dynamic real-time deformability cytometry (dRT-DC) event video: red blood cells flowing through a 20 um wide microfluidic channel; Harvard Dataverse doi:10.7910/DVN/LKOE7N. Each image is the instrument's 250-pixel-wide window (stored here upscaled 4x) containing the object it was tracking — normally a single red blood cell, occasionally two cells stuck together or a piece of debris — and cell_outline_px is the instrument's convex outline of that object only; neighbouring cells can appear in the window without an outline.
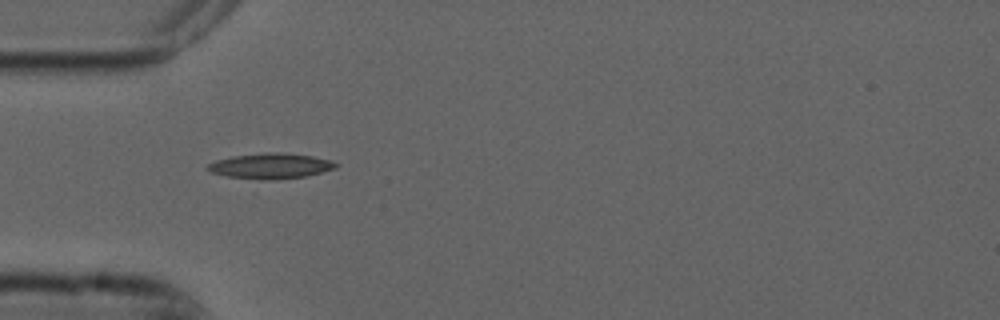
{"species": "common noctule bat (a hibernating species)", "species_latin": "Nyctalus noctula", "temperature_condition": "cold", "stored_images_in_passage": 39, "camera_frame_rate_fps": 3000, "um_per_image_px": 0.085, "animal": {"sex": "male", "forearm_length_mm": 52.5}, "frame": {"image": 1, "passage_image": 1, "time_ms": 0.0, "image_size_px": [1000, 320], "cell_outline_px": [[340, 164], [336, 168], [304, 176], [228, 176], [212, 172], [204, 168], [208, 164], [216, 160], [232, 156], [268, 152], [276, 152], [312, 156], [328, 160]], "centroid_in_image_um": [22.99, 14.03], "position_along_channel_um": 62.0, "area_um2": 17.51}}
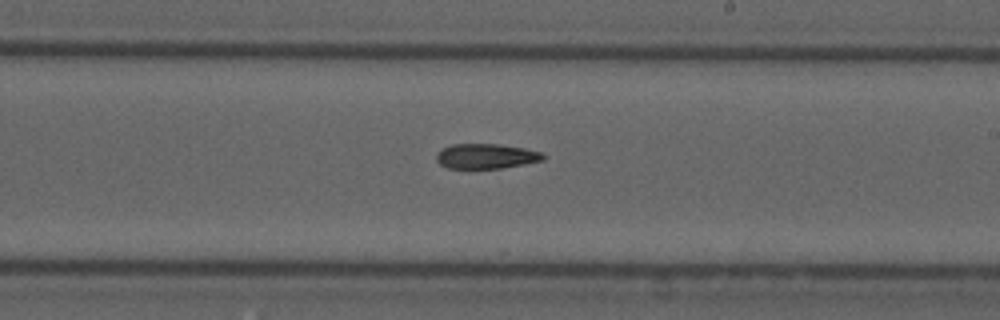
{"frame": {"image": 2, "passage_image": 16, "time_ms": 5.0, "image_size_px": [1000, 320], "cell_outline_px": [[548, 156], [544, 160], [524, 164], [500, 168], [448, 168], [440, 164], [436, 160], [436, 156], [444, 148], [452, 144], [500, 144], [524, 148], [540, 152]], "centroid_in_image_um": [41.36, 13.27], "position_along_channel_um": 247.6, "area_um2": 15.43}}
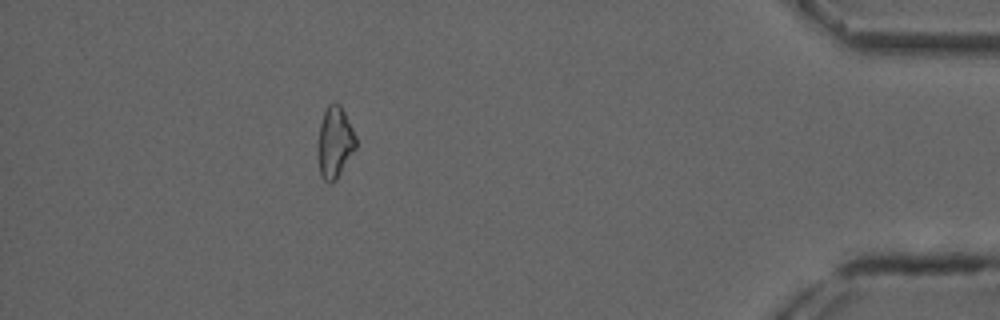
{"frame": {"image": 3, "passage_image": 33, "time_ms": 10.667, "image_size_px": [1000, 320], "cell_outline_px": [[356, 148], [336, 180], [332, 184], [328, 184], [320, 176], [320, 124], [324, 112], [328, 104], [332, 100], [340, 104], [356, 136]], "centroid_in_image_um": [28.49, 12.09], "position_along_channel_um": 406.7, "area_um2": 15.43}}